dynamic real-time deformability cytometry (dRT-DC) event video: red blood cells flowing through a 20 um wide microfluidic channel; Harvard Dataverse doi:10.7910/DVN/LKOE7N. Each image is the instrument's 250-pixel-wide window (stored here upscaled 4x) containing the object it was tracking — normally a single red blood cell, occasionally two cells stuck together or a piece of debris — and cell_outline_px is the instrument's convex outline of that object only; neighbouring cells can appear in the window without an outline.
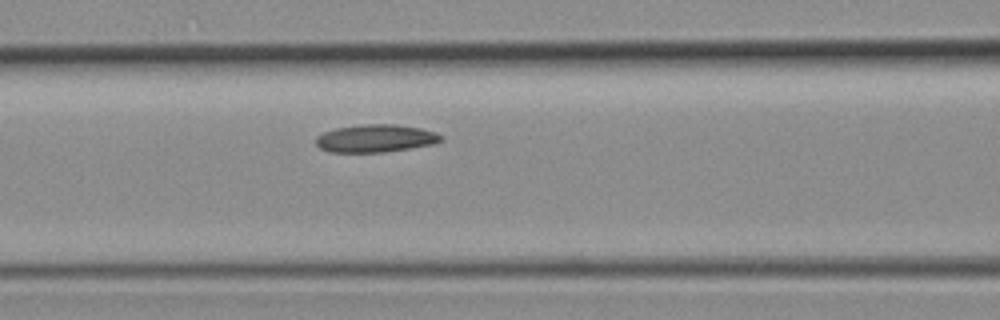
{"species": "common noctule bat (a hibernating species)", "species_latin": "Nyctalus noctula", "temperature_condition": "room temperature", "stored_images_in_passage": 5, "camera_frame_rate_fps": 3000, "um_per_image_px": 0.085, "animal": {"sex": "female", "body_mass_g": 19.3, "forearm_length_mm": 54.1}, "frame": {"image": 1, "passage_image": 5, "time_ms": 1.333, "image_size_px": [1000, 320], "cell_outline_px": [[444, 140], [436, 144], [412, 148], [384, 152], [328, 152], [320, 148], [316, 144], [316, 136], [324, 132], [336, 128], [360, 124], [396, 124], [420, 128], [436, 132], [444, 136]], "centroid_in_image_um": [31.97, 11.76], "position_along_channel_um": 134.6, "area_um2": 20.52}}